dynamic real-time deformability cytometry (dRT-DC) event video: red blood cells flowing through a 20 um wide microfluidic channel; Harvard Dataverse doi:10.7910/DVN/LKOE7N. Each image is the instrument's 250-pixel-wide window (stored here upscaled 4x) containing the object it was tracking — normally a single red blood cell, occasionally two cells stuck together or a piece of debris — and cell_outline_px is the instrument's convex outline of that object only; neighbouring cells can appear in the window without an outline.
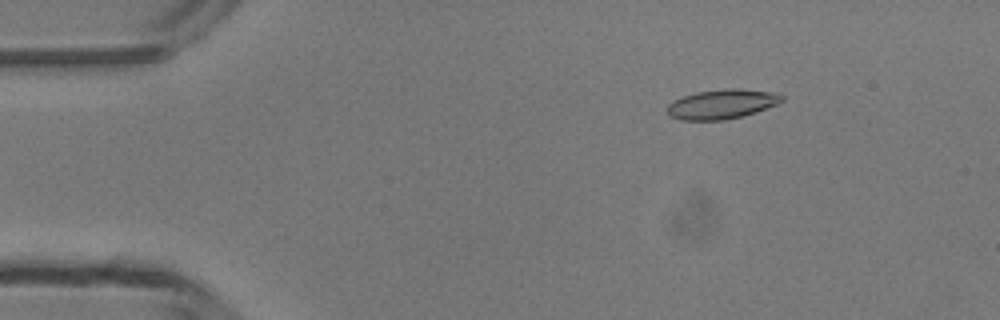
{"species": "common noctule bat (a hibernating species)", "species_latin": "Nyctalus noctula", "temperature_condition": "room temperature", "stored_images_in_passage": 50, "camera_frame_rate_fps": 3000, "um_per_image_px": 0.085, "animal": {"sex": "male", "body_mass_g": 13.3}, "frame": {"image": 1, "passage_image": 7, "time_ms": 2.0, "image_size_px": [1000, 320], "cell_outline_px": [[784, 100], [776, 104], [756, 112], [724, 120], [680, 120], [668, 116], [664, 108], [672, 100], [696, 92], [724, 88], [740, 88], [776, 92], [784, 96]], "centroid_in_image_um": [61.32, 8.84], "position_along_channel_um": 23.7, "area_um2": 20.06}}
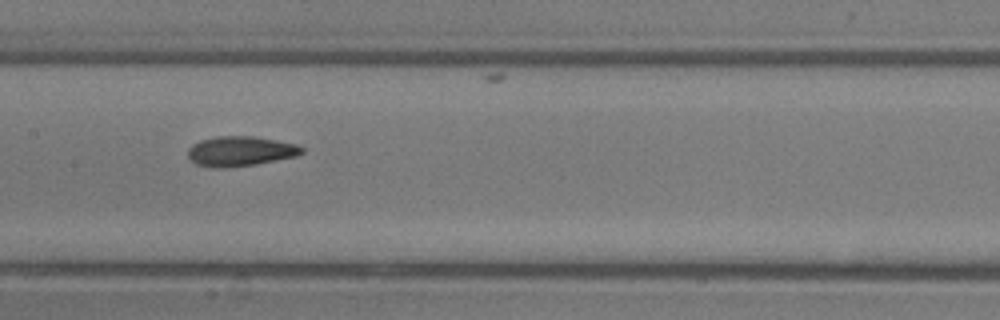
{"frame": {"image": 2, "passage_image": 24, "time_ms": 7.667, "image_size_px": [1000, 320], "cell_outline_px": [[304, 152], [296, 156], [256, 164], [224, 168], [212, 168], [196, 164], [188, 156], [188, 148], [192, 144], [200, 140], [216, 136], [252, 136], [276, 140], [296, 144], [304, 148]], "centroid_in_image_um": [20.41, 12.85], "position_along_channel_um": 187.0, "area_um2": 19.88}}
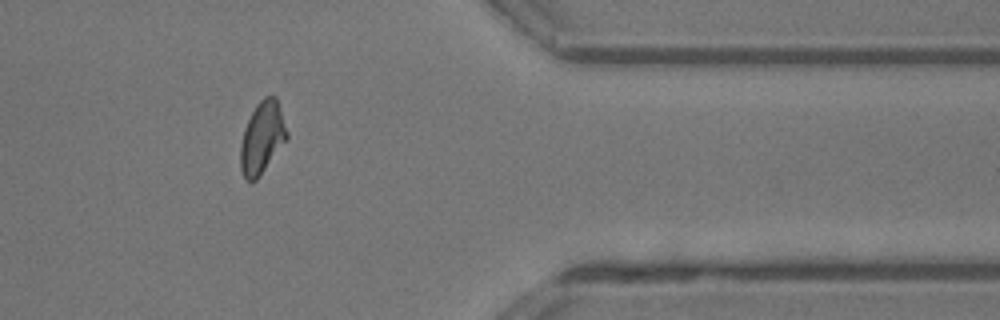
{"frame": {"image": 3, "passage_image": 40, "time_ms": 13.0, "image_size_px": [1000, 320], "cell_outline_px": [[288, 136], [260, 176], [256, 180], [248, 180], [244, 176], [240, 168], [240, 144], [244, 128], [256, 104], [264, 96], [276, 96], [288, 132]], "centroid_in_image_um": [22.27, 11.68], "position_along_channel_um": 389.1, "area_um2": 19.25}, "authors_computed_cell_mechanics": {"area_um2": 19.1607, "velocity_mm_per_s": 4.2079, "shape_relaxation_time_tau1_ms": 4.8492, "shape_relaxation_time_tau2_ms": 2.3439, "deformation_change_tau1": 0.1754, "deformation_change_tau2": 0.1035}}